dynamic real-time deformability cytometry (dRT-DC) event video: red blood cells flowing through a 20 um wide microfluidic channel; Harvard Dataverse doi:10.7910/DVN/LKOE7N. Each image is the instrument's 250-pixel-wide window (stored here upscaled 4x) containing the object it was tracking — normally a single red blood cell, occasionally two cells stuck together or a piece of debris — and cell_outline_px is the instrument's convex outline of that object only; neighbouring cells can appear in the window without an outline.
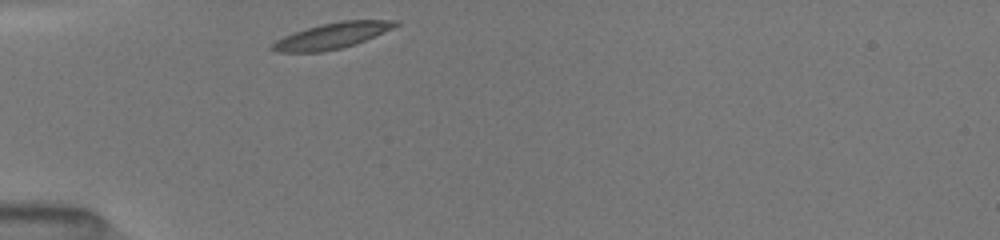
{"species": "common noctule bat (a hibernating species)", "species_latin": "Nyctalus noctula", "temperature_condition": "room temperature", "stored_images_in_passage": 7, "camera_frame_rate_fps": 3000, "um_per_image_px": 0.085, "animal": {"sex": "female", "body_mass_g": 19.5, "forearm_length_mm": 54.1}, "frame": {"image": 1, "passage_image": 1, "time_ms": 0.0, "image_size_px": [1000, 240], "cell_outline_px": [[400, 24], [392, 28], [356, 44], [340, 48], [320, 52], [276, 52], [268, 48], [276, 40], [284, 36], [320, 24], [340, 20], [400, 20]], "centroid_in_image_um": [28.22, 3.03], "position_along_channel_um": 56.8, "area_um2": 18.44}}
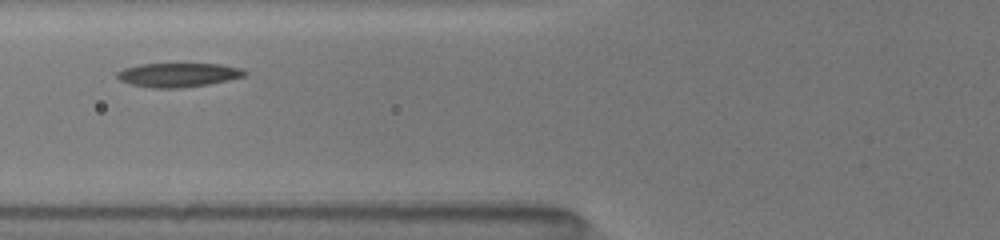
{"frame": {"image": 2, "passage_image": 6, "time_ms": 1.667, "image_size_px": [1000, 240], "cell_outline_px": [[248, 72], [244, 76], [228, 80], [208, 84], [184, 88], [152, 88], [128, 84], [120, 80], [116, 76], [116, 72], [124, 68], [140, 64], [220, 64], [240, 68]], "centroid_in_image_um": [15.11, 6.37], "position_along_channel_um": 110.7, "area_um2": 17.92}}